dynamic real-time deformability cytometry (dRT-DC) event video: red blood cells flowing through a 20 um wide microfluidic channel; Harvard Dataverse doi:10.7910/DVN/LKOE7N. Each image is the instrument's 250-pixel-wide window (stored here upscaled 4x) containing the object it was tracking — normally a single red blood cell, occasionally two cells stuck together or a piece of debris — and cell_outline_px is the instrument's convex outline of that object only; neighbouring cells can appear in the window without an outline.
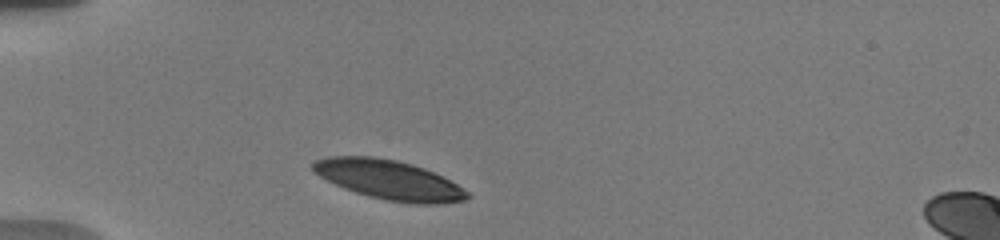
{"species": "human", "species_latin": "Homo sapiens", "temperature_condition": "warm", "stored_images_in_passage": 22, "camera_frame_rate_fps": 3000, "um_per_image_px": 0.085, "donor": {"sex": "male"}, "frame": {"image": 1, "passage_image": 2, "time_ms": 0.667, "image_size_px": [1000, 240], "cell_outline_px": [[472, 196], [464, 200], [436, 204], [420, 204], [384, 200], [368, 196], [344, 188], [320, 176], [312, 168], [312, 164], [316, 160], [328, 156], [372, 156], [396, 160], [412, 164], [424, 168], [456, 184], [468, 192]], "centroid_in_image_um": [33.06, 15.28], "position_along_channel_um": 51.9, "area_um2": 35.03}}
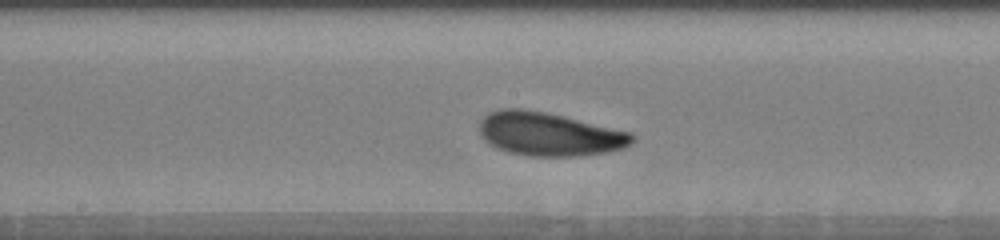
{"frame": {"image": 2, "passage_image": 14, "time_ms": 5.333, "image_size_px": [1000, 240], "cell_outline_px": [[636, 140], [632, 144], [624, 148], [608, 152], [576, 156], [532, 156], [508, 152], [492, 144], [480, 132], [480, 120], [484, 116], [492, 112], [504, 108], [520, 108], [544, 112], [632, 132], [636, 136]], "centroid_in_image_um": [46.76, 11.4], "position_along_channel_um": 201.4, "area_um2": 38.32}}
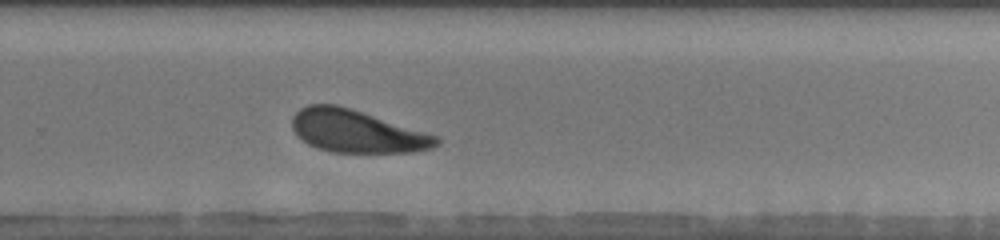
{"frame": {"image": 3, "passage_image": 22, "time_ms": 8.0, "image_size_px": [1000, 240], "cell_outline_px": [[440, 144], [432, 148], [412, 152], [332, 152], [316, 148], [308, 144], [292, 128], [292, 116], [300, 108], [308, 104], [336, 104], [352, 108], [436, 136], [440, 140]], "centroid_in_image_um": [30.3, 11.15], "position_along_channel_um": 299.5, "area_um2": 35.55}}